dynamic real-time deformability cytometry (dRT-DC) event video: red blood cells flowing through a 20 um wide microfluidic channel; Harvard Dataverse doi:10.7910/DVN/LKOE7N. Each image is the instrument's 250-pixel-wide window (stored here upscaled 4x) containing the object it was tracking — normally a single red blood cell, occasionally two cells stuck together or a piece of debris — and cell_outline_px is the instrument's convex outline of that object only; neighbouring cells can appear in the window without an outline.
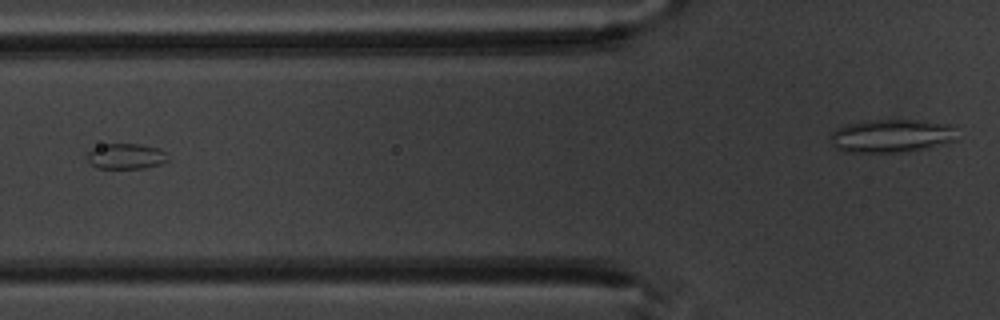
{"species": "common noctule bat (a hibernating species)", "species_latin": "Nyctalus noctula", "temperature_condition": "warm", "stored_images_in_passage": 6, "camera_frame_rate_fps": 3000, "um_per_image_px": 0.085, "animal": {"sex": "male", "body_mass_g": 20.1, "forearm_length_mm": 53.5}, "frame": {"image": 1, "passage_image": 6, "time_ms": 5.667, "image_size_px": [1000, 320], "cell_outline_px": [[168, 160], [160, 164], [144, 168], [96, 168], [88, 160], [88, 152], [92, 148], [100, 144], [140, 144], [160, 148], [164, 152]], "centroid_in_image_um": [10.69, 13.27], "position_along_channel_um": 115.1, "area_um2": 11.96}}